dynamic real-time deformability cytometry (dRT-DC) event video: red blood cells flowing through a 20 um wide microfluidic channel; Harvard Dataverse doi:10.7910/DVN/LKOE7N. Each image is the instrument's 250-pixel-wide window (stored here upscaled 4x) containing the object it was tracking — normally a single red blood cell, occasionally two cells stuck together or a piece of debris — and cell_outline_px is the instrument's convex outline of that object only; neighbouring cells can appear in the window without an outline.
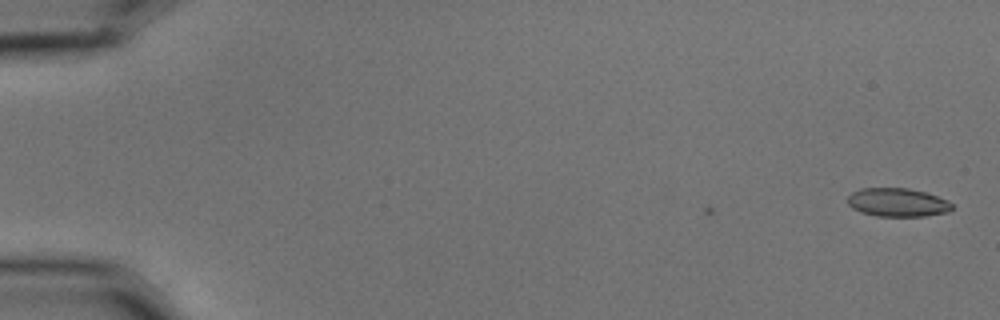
{"species": "common noctule bat (a hibernating species)", "species_latin": "Nyctalus noctula", "temperature_condition": "cold", "stored_images_in_passage": 3, "camera_frame_rate_fps": 3000, "um_per_image_px": 0.085, "animal": {"sex": "male", "body_mass_g": 15.6}, "frame": {"image": 1, "passage_image": 3, "time_ms": 0.667, "image_size_px": [1000, 320], "cell_outline_px": [[952, 208], [948, 212], [924, 216], [876, 216], [860, 212], [852, 208], [848, 204], [848, 196], [852, 192], [860, 188], [908, 188], [924, 192], [936, 196], [952, 204]], "centroid_in_image_um": [76.24, 17.21], "position_along_channel_um": 8.8, "area_um2": 17.22}}